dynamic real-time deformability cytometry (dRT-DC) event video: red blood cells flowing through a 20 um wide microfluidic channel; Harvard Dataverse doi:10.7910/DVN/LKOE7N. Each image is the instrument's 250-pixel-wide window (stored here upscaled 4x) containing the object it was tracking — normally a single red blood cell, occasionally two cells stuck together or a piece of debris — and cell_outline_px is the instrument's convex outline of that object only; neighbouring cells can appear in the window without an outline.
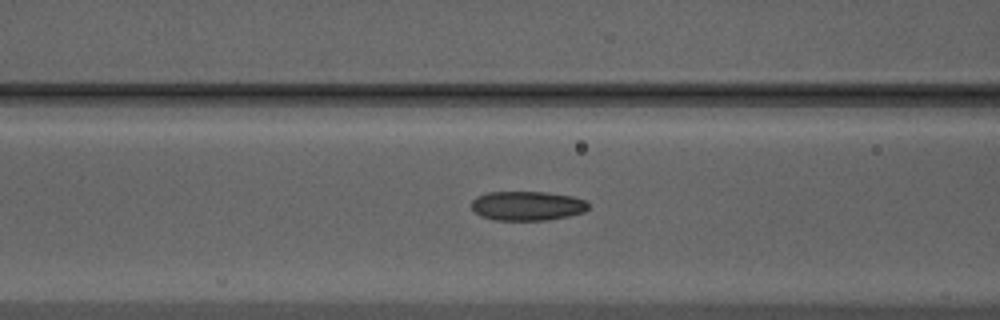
{"species": "Egyptian fruit bat (a non-hibernating species)", "species_latin": "Rousettus aegyptiacus", "temperature_condition": "warm", "stored_images_in_passage": 44, "camera_frame_rate_fps": 3000, "um_per_image_px": 0.085, "animal": {"sex": "male"}, "frame": {"image": 1, "passage_image": 14, "time_ms": 4.333, "image_size_px": [1000, 320], "cell_outline_px": [[588, 208], [584, 212], [568, 216], [548, 220], [496, 220], [480, 216], [472, 208], [472, 200], [476, 196], [488, 192], [544, 192], [572, 196], [584, 200], [588, 204]], "centroid_in_image_um": [44.8, 17.49], "position_along_channel_um": 121.8, "area_um2": 19.94}}
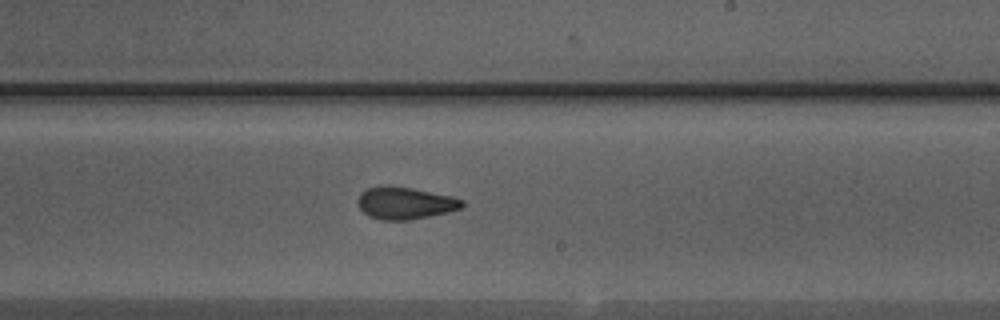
{"frame": {"image": 2, "passage_image": 24, "time_ms": 7.667, "image_size_px": [1000, 320], "cell_outline_px": [[464, 204], [460, 208], [448, 212], [408, 220], [380, 220], [368, 216], [356, 204], [356, 200], [360, 192], [368, 188], [384, 184], [412, 188], [452, 196], [464, 200]], "centroid_in_image_um": [34.38, 17.25], "position_along_channel_um": 254.6, "area_um2": 19.77}}
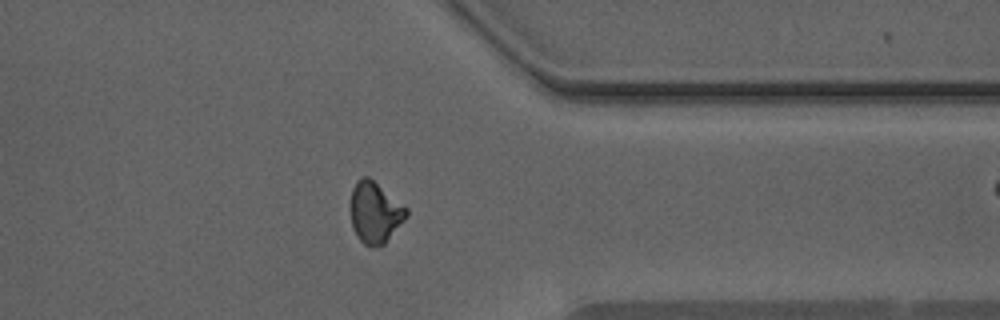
{"frame": {"image": 3, "passage_image": 34, "time_ms": 11.0, "image_size_px": [1000, 320], "cell_outline_px": [[408, 216], [384, 244], [372, 248], [364, 244], [360, 240], [352, 228], [352, 188], [356, 180], [364, 176], [368, 176], [408, 208]], "centroid_in_image_um": [31.89, 18.07], "position_along_channel_um": 379.5, "area_um2": 19.77}, "authors_computed_cell_mechanics": {"area_um2": 19.5653, "velocity_mm_per_s": 3.9924, "shape_relaxation_time_tau1_ms": 8.7849, "shape_relaxation_time_tau2_ms": 1.5525, "deformation_change_tau1": 0.205, "deformation_change_tau2": 0.0738}}